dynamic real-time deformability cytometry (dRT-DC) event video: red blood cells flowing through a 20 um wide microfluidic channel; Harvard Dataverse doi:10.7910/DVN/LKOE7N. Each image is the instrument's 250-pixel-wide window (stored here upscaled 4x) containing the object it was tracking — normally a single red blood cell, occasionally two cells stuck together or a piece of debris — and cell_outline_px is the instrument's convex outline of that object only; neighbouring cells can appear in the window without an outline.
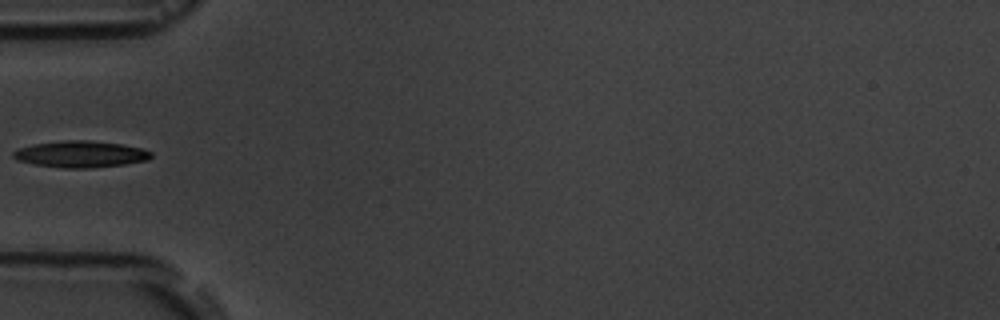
{"species": "common noctule bat (a hibernating species)", "species_latin": "Nyctalus noctula", "temperature_condition": "room temperature", "stored_images_in_passage": 1, "camera_frame_rate_fps": 3000, "um_per_image_px": 0.085, "animal": {"sex": "male", "body_mass_g": 19.5, "forearm_length_mm": 54.6}, "frame": {"image": 1, "passage_image": 1, "time_ms": 0.0, "image_size_px": [1000, 320], "cell_outline_px": [[152, 156], [148, 160], [124, 164], [92, 168], [64, 168], [36, 164], [16, 160], [12, 156], [12, 152], [16, 148], [32, 144], [64, 140], [88, 140], [120, 144], [140, 148], [152, 152]], "centroid_in_image_um": [6.81, 13.1], "position_along_channel_um": 78.2, "area_um2": 21.33}}